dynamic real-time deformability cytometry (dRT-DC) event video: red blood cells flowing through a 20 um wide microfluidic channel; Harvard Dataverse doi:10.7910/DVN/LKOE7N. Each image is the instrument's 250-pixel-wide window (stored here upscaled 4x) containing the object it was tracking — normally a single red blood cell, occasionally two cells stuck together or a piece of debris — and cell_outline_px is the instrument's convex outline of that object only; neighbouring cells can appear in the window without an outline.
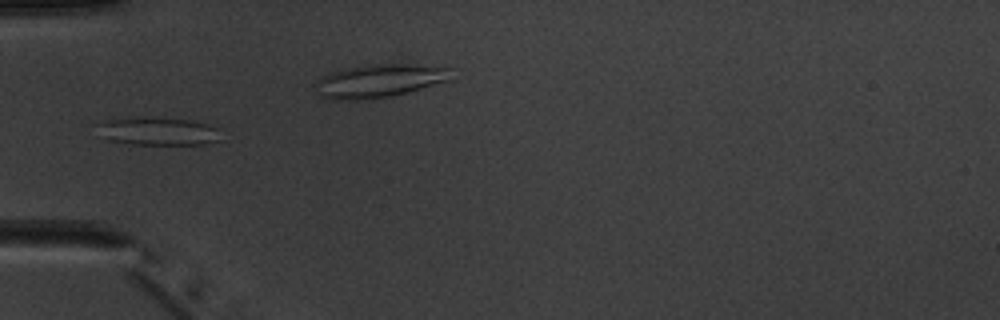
{"species": "common noctule bat (a hibernating species)", "species_latin": "Nyctalus noctula", "temperature_condition": "warm", "stored_images_in_passage": 6, "camera_frame_rate_fps": 3000, "um_per_image_px": 0.085, "animal": {"sex": "male", "body_mass_g": 20.1, "forearm_length_mm": 53.5}, "frame": {"image": 1, "passage_image": 5, "time_ms": 4.667, "image_size_px": [1000, 320], "cell_outline_px": [[220, 140], [204, 144], [132, 144], [108, 140], [96, 124], [108, 120], [152, 116], [188, 120], [208, 124], [220, 128]], "centroid_in_image_um": [13.51, 11.15], "position_along_channel_um": 71.5, "area_um2": 20.06}}